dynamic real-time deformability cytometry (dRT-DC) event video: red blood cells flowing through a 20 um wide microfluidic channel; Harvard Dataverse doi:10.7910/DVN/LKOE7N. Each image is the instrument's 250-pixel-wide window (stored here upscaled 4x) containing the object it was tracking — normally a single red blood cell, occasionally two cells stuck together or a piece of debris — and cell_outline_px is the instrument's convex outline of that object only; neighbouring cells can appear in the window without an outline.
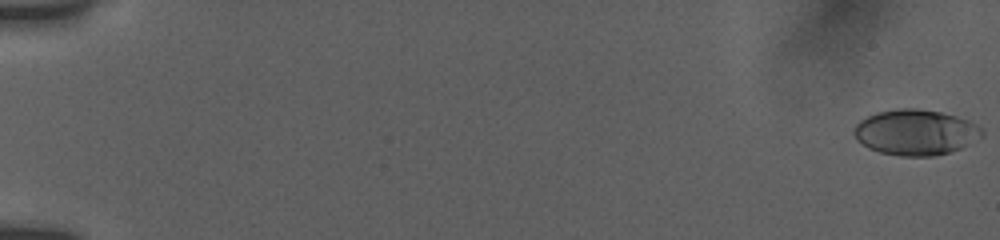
{"species": "human", "species_latin": "Homo sapiens", "temperature_condition": "room temperature", "stored_images_in_passage": 55, "camera_frame_rate_fps": 3000, "um_per_image_px": 0.085, "donor": {"sex": "female"}, "frame": {"image": 1, "passage_image": 1, "time_ms": 0.0, "image_size_px": [1000, 240], "cell_outline_px": [[984, 136], [960, 148], [948, 152], [932, 156], [900, 156], [880, 152], [868, 148], [856, 140], [852, 132], [852, 128], [860, 120], [876, 112], [896, 108], [916, 108], [940, 112], [956, 116], [968, 120], [984, 128]], "centroid_in_image_um": [77.81, 11.24], "position_along_channel_um": 7.2, "area_um2": 34.28}}
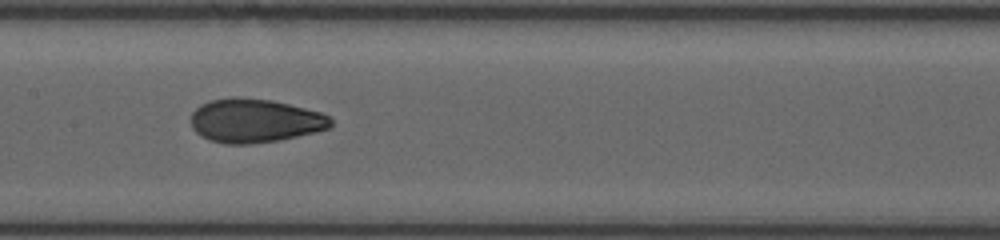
{"frame": {"image": 2, "passage_image": 30, "time_ms": 9.667, "image_size_px": [1000, 240], "cell_outline_px": [[332, 124], [328, 128], [316, 132], [280, 140], [248, 144], [224, 144], [208, 140], [200, 136], [192, 128], [188, 120], [192, 112], [200, 104], [208, 100], [232, 96], [236, 96], [272, 100], [320, 112], [328, 116], [332, 120]], "centroid_in_image_um": [21.59, 10.25], "position_along_channel_um": 185.8, "area_um2": 36.18}}
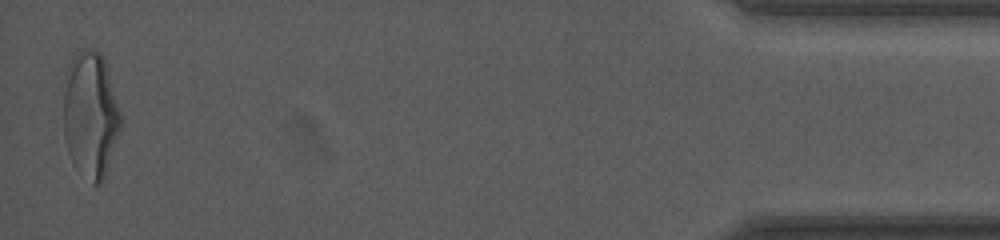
{"frame": {"image": 3, "passage_image": 55, "time_ms": 18.0, "image_size_px": [1000, 240], "cell_outline_px": [[124, 120], [104, 180], [100, 184], [92, 184], [72, 164], [68, 152], [64, 136], [64, 92], [68, 68], [72, 56], [76, 52], [84, 48], [92, 48], [100, 52], [104, 56], [124, 116]], "centroid_in_image_um": [7.74, 9.74], "position_along_channel_um": 427.5, "area_um2": 43.23}, "authors_computed_cell_mechanics": {"area_um2": 35.0846, "velocity_mm_per_s": 3.836, "shape_relaxation_time_tau1_ms": 4.9616, "shape_relaxation_time_tau2_ms": 1.2919, "deformation_change_tau1": 0.1756, "deformation_change_tau2": 0.0615}}